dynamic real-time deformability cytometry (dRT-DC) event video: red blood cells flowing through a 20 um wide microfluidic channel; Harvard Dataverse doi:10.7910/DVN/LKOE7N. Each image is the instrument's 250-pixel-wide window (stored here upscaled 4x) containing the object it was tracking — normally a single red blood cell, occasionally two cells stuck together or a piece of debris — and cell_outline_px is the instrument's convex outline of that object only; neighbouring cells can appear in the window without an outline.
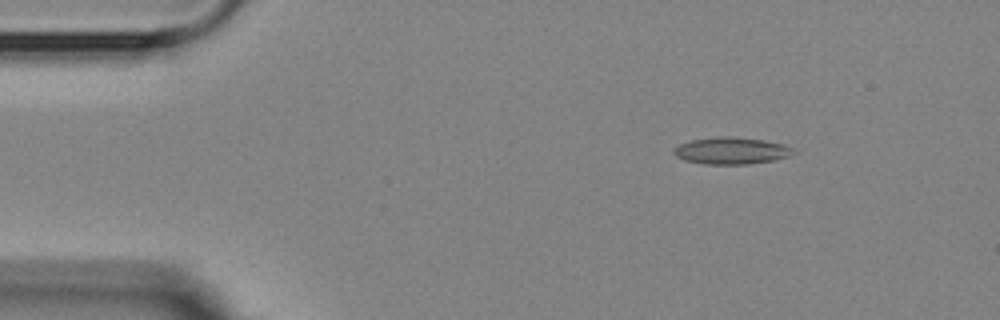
{"species": "Egyptian fruit bat (a non-hibernating species)", "species_latin": "Rousettus aegyptiacus", "temperature_condition": "room temperature", "stored_images_in_passage": 13, "camera_frame_rate_fps": 3000, "um_per_image_px": 0.085, "animal": {"sex": "female"}, "frame": {"image": 1, "passage_image": 1, "time_ms": 0.0, "image_size_px": [1000, 320], "cell_outline_px": [[796, 152], [788, 156], [772, 160], [748, 164], [704, 164], [684, 160], [676, 156], [672, 152], [680, 144], [692, 140], [716, 136], [732, 136], [764, 140], [784, 144], [792, 148]], "centroid_in_image_um": [62.16, 12.8], "position_along_channel_um": 22.8, "area_um2": 18.67}}
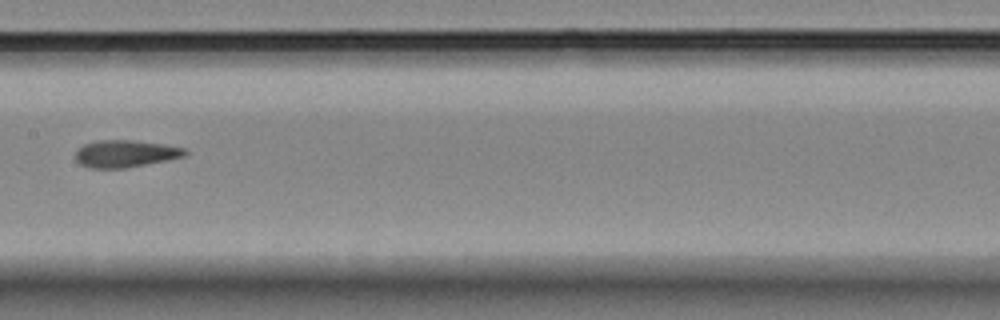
{"frame": {"image": 2, "passage_image": 6, "time_ms": 6.667, "image_size_px": [1000, 320], "cell_outline_px": [[188, 152], [184, 156], [168, 160], [128, 168], [88, 168], [80, 164], [76, 160], [76, 148], [84, 144], [96, 140], [132, 140], [164, 144], [184, 148]], "centroid_in_image_um": [10.63, 13.06], "position_along_channel_um": 196.8, "area_um2": 17.51}}
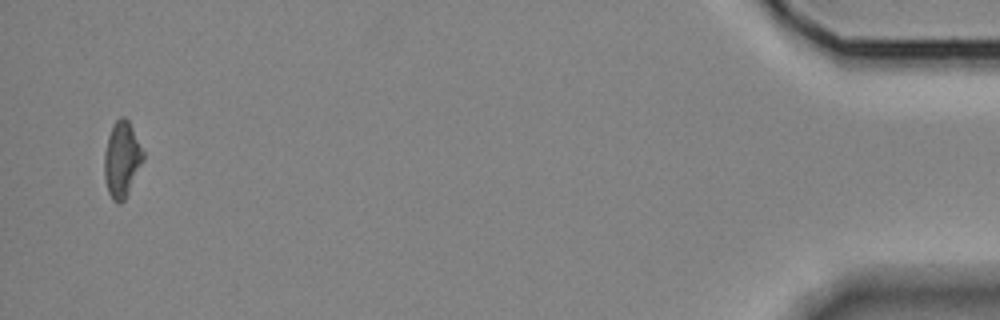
{"frame": {"image": 3, "passage_image": 13, "time_ms": 15.333, "image_size_px": [1000, 320], "cell_outline_px": [[144, 160], [124, 200], [120, 204], [116, 204], [112, 200], [108, 192], [104, 176], [104, 152], [108, 136], [112, 124], [120, 116], [124, 116], [128, 120], [144, 152]], "centroid_in_image_um": [10.34, 13.55], "position_along_channel_um": 424.9, "area_um2": 17.22}, "authors_computed_cell_mechanics": {"area_um2": 17.629, "velocity_mm_per_s": 3.6061, "shape_relaxation_time_tau1_ms": 4.3338, "shape_relaxation_time_tau2_ms": null, "deformation_change_tau1": 0.1211, "deformation_change_tau2": null}}